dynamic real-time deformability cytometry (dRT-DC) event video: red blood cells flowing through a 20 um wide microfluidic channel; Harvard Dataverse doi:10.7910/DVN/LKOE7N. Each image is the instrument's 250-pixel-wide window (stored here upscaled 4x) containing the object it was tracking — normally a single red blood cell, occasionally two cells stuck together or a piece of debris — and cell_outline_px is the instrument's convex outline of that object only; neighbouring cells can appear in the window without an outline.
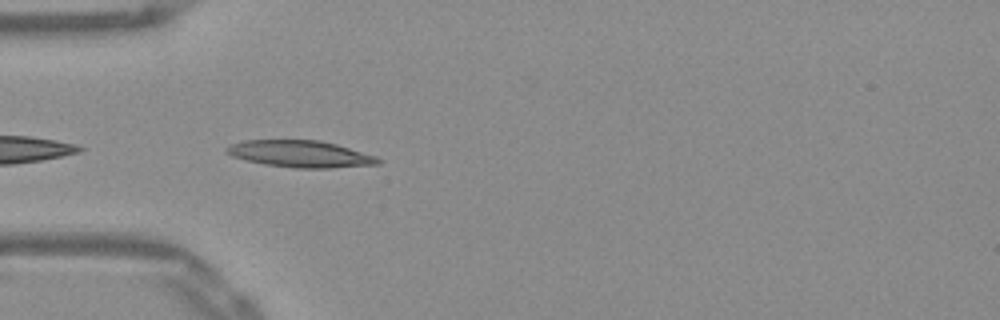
{"species": "Egyptian fruit bat (a non-hibernating species)", "species_latin": "Rousettus aegyptiacus", "temperature_condition": "warm", "stored_images_in_passage": 25, "camera_frame_rate_fps": 3000, "um_per_image_px": 0.085, "frame": {"image": 1, "passage_image": 2, "time_ms": 0.333, "image_size_px": [1000, 320], "cell_outline_px": [[384, 160], [380, 164], [332, 168], [296, 168], [264, 164], [244, 160], [232, 156], [224, 152], [224, 148], [232, 144], [244, 140], [320, 140], [336, 144], [376, 156]], "centroid_in_image_um": [25.53, 13.09], "position_along_channel_um": 59.5, "area_um2": 23.81}}
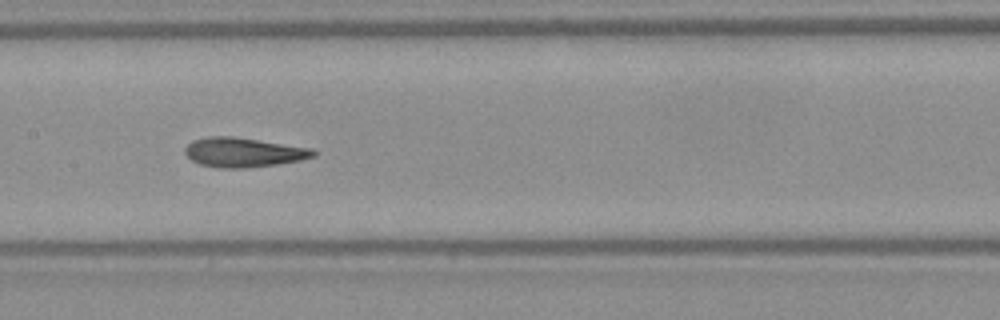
{"frame": {"image": 2, "passage_image": 12, "time_ms": 3.667, "image_size_px": [1000, 320], "cell_outline_px": [[316, 156], [300, 160], [276, 164], [244, 168], [216, 168], [200, 164], [192, 160], [184, 152], [184, 148], [192, 140], [208, 136], [232, 136], [312, 148], [316, 152]], "centroid_in_image_um": [20.67, 12.95], "position_along_channel_um": 186.7, "area_um2": 22.02}}
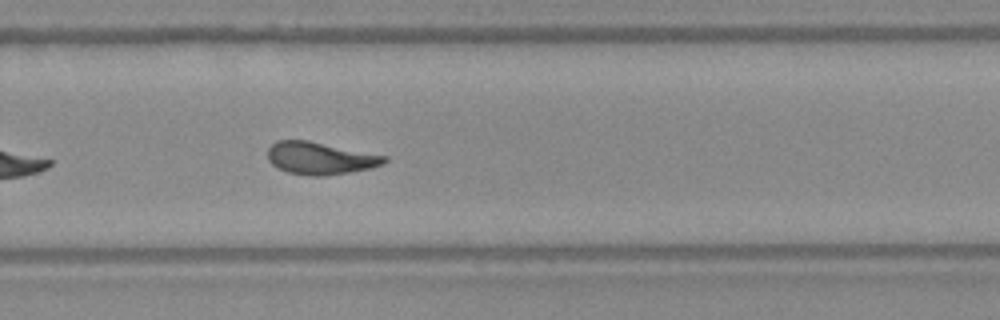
{"frame": {"image": 3, "passage_image": 21, "time_ms": 6.667, "image_size_px": [1000, 320], "cell_outline_px": [[388, 160], [384, 164], [372, 168], [348, 172], [320, 176], [308, 176], [288, 172], [272, 164], [268, 160], [268, 148], [276, 140], [308, 140], [388, 156]], "centroid_in_image_um": [27.23, 13.44], "position_along_channel_um": 302.6, "area_um2": 22.02}}